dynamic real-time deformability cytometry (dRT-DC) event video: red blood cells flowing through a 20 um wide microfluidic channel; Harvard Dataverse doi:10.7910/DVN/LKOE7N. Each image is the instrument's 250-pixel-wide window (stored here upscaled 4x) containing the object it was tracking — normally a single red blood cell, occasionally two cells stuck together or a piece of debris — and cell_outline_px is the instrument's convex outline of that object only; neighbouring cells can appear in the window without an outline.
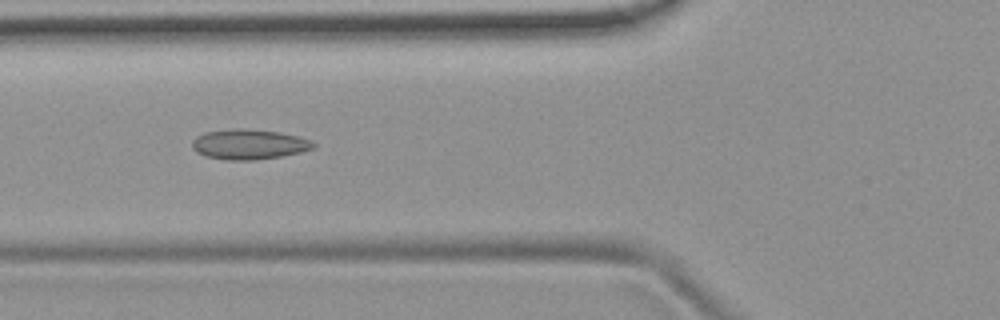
{"species": "common noctule bat (a hibernating species)", "species_latin": "Nyctalus noctula", "temperature_condition": "room temperature", "stored_images_in_passage": 42, "camera_frame_rate_fps": 3000, "um_per_image_px": 0.085, "animal": {"sex": "female", "body_mass_g": 19.9}, "frame": {"image": 1, "passage_image": 9, "time_ms": 2.667, "image_size_px": [1000, 320], "cell_outline_px": [[316, 144], [312, 148], [300, 152], [280, 156], [256, 160], [224, 160], [204, 156], [196, 152], [192, 148], [192, 140], [196, 136], [204, 132], [240, 128], [280, 132], [300, 136], [312, 140]], "centroid_in_image_um": [21.14, 12.27], "position_along_channel_um": 104.7, "area_um2": 21.39}}
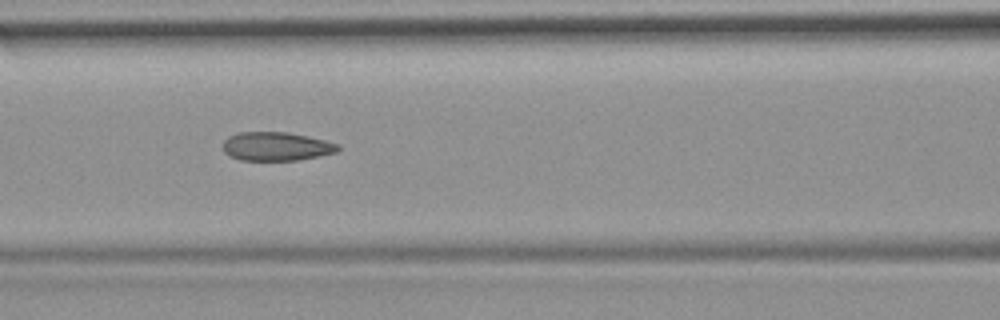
{"frame": {"image": 2, "passage_image": 12, "time_ms": 3.667, "image_size_px": [1000, 320], "cell_outline_px": [[340, 148], [336, 152], [320, 156], [296, 160], [240, 160], [228, 156], [224, 152], [224, 140], [228, 136], [240, 132], [288, 132], [308, 136], [340, 144]], "centroid_in_image_um": [23.48, 12.44], "position_along_channel_um": 143.1, "area_um2": 19.31}}
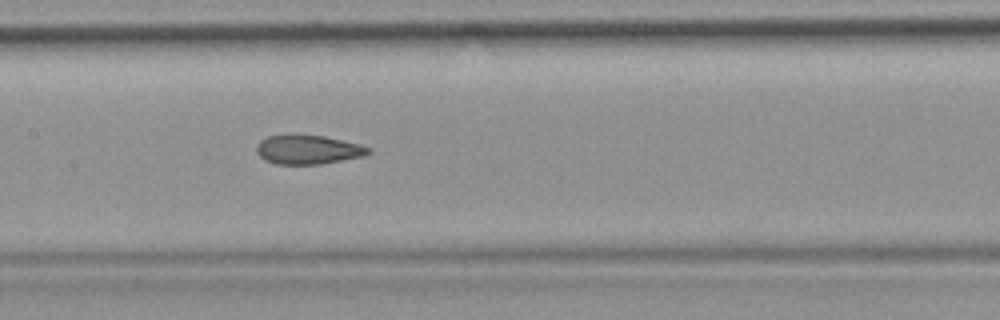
{"frame": {"image": 3, "passage_image": 15, "time_ms": 4.667, "image_size_px": [1000, 320], "cell_outline_px": [[372, 152], [364, 156], [320, 164], [276, 164], [264, 160], [256, 152], [256, 144], [260, 140], [268, 136], [324, 136], [360, 144], [372, 148]], "centroid_in_image_um": [26.2, 12.73], "position_along_channel_um": 181.2, "area_um2": 18.79}, "authors_computed_cell_mechanics": {"area_um2": 19.5364, "velocity_mm_per_s": 3.8291, "shape_relaxation_time_tau1_ms": null, "shape_relaxation_time_tau2_ms": 1.6992, "deformation_change_tau1": null, "deformation_change_tau2": 0.0881}}